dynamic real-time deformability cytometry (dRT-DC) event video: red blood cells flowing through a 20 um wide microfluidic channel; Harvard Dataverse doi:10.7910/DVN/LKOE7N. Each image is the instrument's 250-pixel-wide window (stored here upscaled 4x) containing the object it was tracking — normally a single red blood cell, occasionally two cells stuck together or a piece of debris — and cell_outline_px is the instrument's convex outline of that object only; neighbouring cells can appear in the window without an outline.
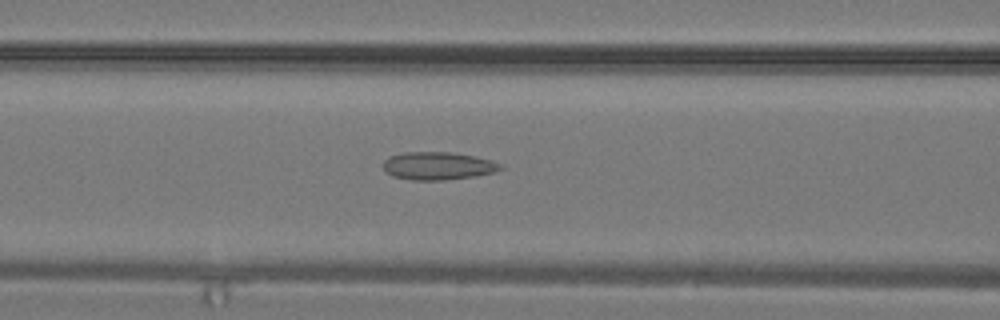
{"species": "common noctule bat (a hibernating species)", "species_latin": "Nyctalus noctula", "temperature_condition": "warm", "stored_images_in_passage": 33, "camera_frame_rate_fps": 3000, "um_per_image_px": 0.085, "animal": {"sex": "male", "body_mass_g": 19.2, "forearm_length_mm": 51.8}, "frame": {"image": 1, "passage_image": 14, "time_ms": 4.333, "image_size_px": [1000, 320], "cell_outline_px": [[504, 168], [496, 172], [476, 176], [444, 180], [412, 180], [392, 176], [384, 172], [384, 160], [388, 156], [404, 152], [452, 152], [492, 160], [504, 164]], "centroid_in_image_um": [37.24, 14.1], "position_along_channel_um": 129.4, "area_um2": 19.31}}
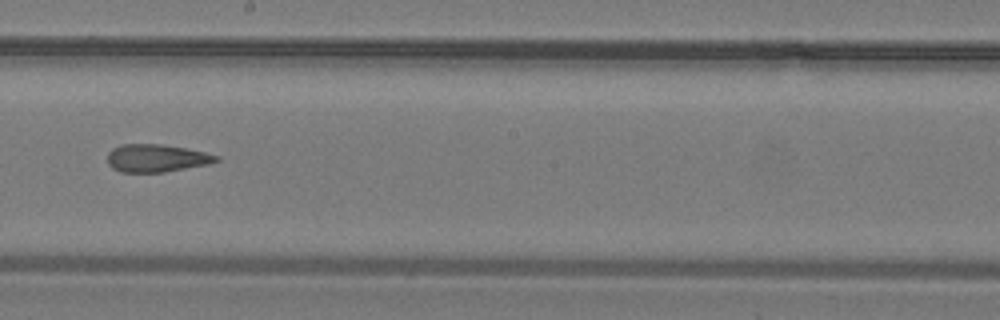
{"frame": {"image": 2, "passage_image": 19, "time_ms": 6.0, "image_size_px": [1000, 320], "cell_outline_px": [[220, 160], [208, 164], [164, 172], [120, 172], [112, 168], [108, 164], [108, 152], [112, 148], [120, 144], [160, 144], [184, 148], [204, 152], [220, 156]], "centroid_in_image_um": [13.27, 13.44], "position_along_channel_um": 234.9, "area_um2": 17.57}}
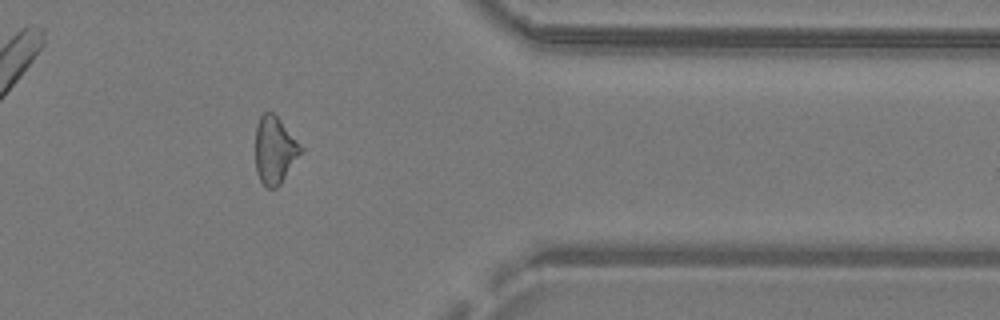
{"frame": {"image": 3, "passage_image": 27, "time_ms": 8.667, "image_size_px": [1000, 320], "cell_outline_px": [[304, 148], [280, 184], [276, 188], [264, 188], [256, 172], [256, 128], [260, 116], [264, 112], [272, 112], [280, 120]], "centroid_in_image_um": [23.34, 12.78], "position_along_channel_um": 388.1, "area_um2": 17.63}}